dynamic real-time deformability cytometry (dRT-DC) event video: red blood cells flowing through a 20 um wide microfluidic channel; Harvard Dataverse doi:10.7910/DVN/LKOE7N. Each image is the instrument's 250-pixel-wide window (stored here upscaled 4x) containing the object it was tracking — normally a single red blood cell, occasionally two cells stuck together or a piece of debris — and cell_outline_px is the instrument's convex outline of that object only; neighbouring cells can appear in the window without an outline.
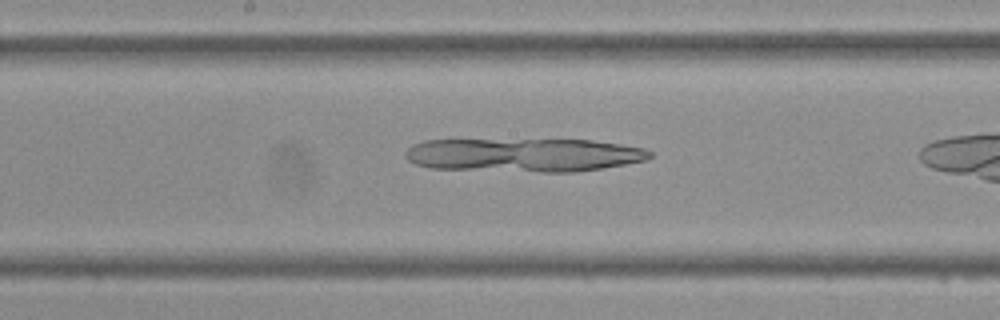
{"species": "Egyptian fruit bat (a non-hibernating species)", "species_latin": "Rousettus aegyptiacus", "temperature_condition": "cold", "stored_images_in_passage": 18, "camera_frame_rate_fps": 3000, "um_per_image_px": 0.085, "frame": {"image": 1, "passage_image": 11, "time_ms": 3.333, "image_size_px": [1000, 320], "cell_outline_px": [[652, 156], [648, 160], [576, 172], [540, 172], [428, 168], [416, 164], [408, 160], [404, 156], [404, 152], [412, 144], [424, 140], [592, 140], [620, 144], [644, 148], [652, 152]], "centroid_in_image_um": [44.5, 13.18], "position_along_channel_um": 203.7, "area_um2": 48.03}}
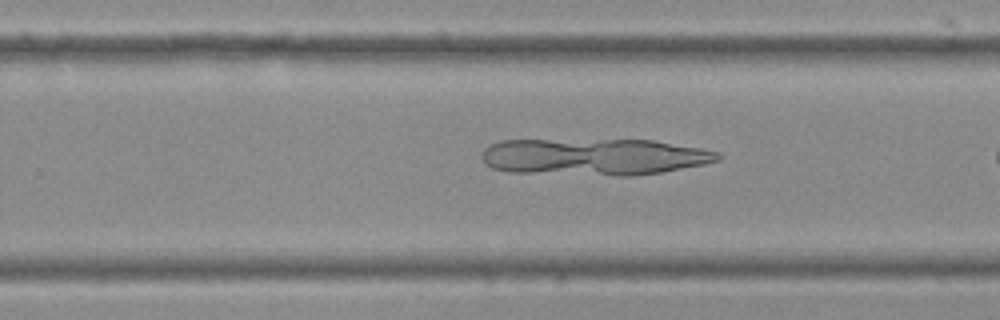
{"frame": {"image": 2, "passage_image": 16, "time_ms": 5.0, "image_size_px": [1000, 320], "cell_outline_px": [[720, 160], [704, 164], [660, 172], [632, 176], [616, 176], [508, 172], [492, 168], [484, 164], [480, 156], [480, 152], [484, 148], [500, 140], [652, 140], [700, 148], [716, 152], [720, 156]], "centroid_in_image_um": [50.42, 13.34], "position_along_channel_um": 279.4, "area_um2": 50.86}}